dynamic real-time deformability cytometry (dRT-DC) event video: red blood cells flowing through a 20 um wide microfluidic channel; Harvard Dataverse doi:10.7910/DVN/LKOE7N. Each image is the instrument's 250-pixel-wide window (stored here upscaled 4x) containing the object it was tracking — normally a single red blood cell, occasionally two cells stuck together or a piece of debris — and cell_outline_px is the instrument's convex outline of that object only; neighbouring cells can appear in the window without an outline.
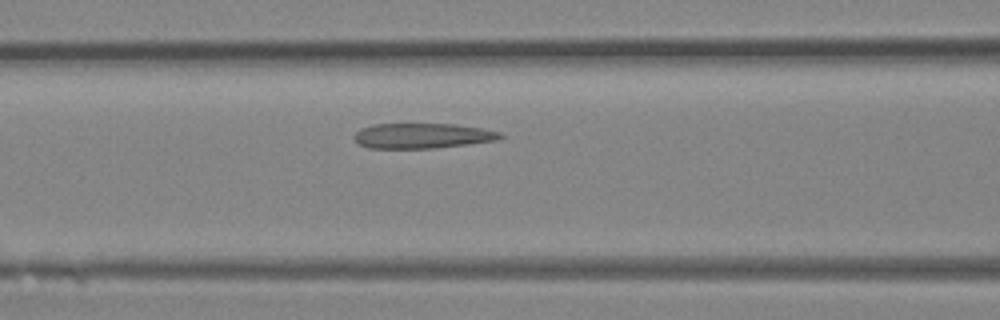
{"species": "Egyptian fruit bat (a non-hibernating species)", "species_latin": "Rousettus aegyptiacus", "temperature_condition": "room temperature", "stored_images_in_passage": 5, "camera_frame_rate_fps": 3000, "um_per_image_px": 0.085, "animal": {"sex": "female"}, "frame": {"image": 1, "passage_image": 5, "time_ms": 5.667, "image_size_px": [1000, 320], "cell_outline_px": [[504, 136], [500, 140], [468, 144], [432, 148], [368, 148], [360, 144], [352, 136], [360, 128], [372, 124], [456, 124], [484, 128], [500, 132]], "centroid_in_image_um": [35.92, 11.53], "position_along_channel_um": 130.7, "area_um2": 21.56}}